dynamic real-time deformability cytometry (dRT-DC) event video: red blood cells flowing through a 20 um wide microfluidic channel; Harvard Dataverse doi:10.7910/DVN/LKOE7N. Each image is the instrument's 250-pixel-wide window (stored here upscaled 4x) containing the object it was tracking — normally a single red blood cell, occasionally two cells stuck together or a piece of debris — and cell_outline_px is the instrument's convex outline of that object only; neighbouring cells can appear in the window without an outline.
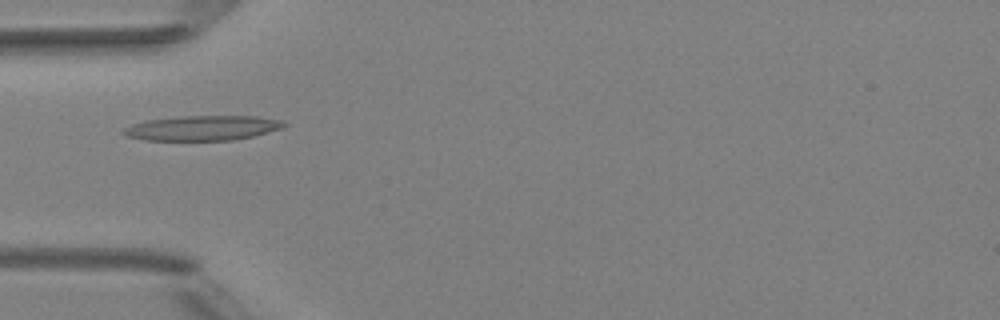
{"species": "Egyptian fruit bat (a non-hibernating species)", "species_latin": "Rousettus aegyptiacus", "temperature_condition": "room temperature", "stored_images_in_passage": 5, "camera_frame_rate_fps": 3000, "um_per_image_px": 0.085, "animal": {"sex": "female"}, "frame": {"image": 1, "passage_image": 4, "time_ms": 4.333, "image_size_px": [1000, 320], "cell_outline_px": [[288, 124], [284, 128], [252, 136], [232, 140], [144, 140], [124, 136], [120, 132], [124, 128], [132, 124], [148, 120], [184, 116], [256, 116], [284, 120]], "centroid_in_image_um": [17.23, 10.88], "position_along_channel_um": 67.8, "area_um2": 23.35}}
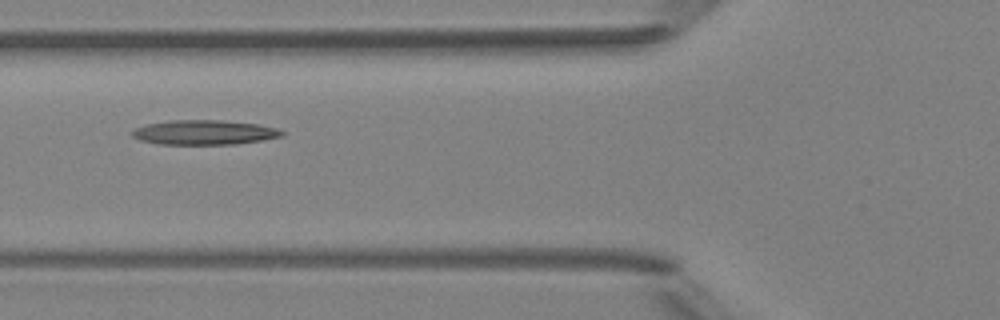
{"frame": {"image": 2, "passage_image": 5, "time_ms": 5.333, "image_size_px": [1000, 320], "cell_outline_px": [[284, 136], [236, 144], [160, 144], [140, 140], [132, 136], [132, 132], [136, 128], [144, 124], [168, 120], [220, 120], [256, 124], [276, 128], [284, 132]], "centroid_in_image_um": [17.33, 11.25], "position_along_channel_um": 108.5, "area_um2": 21.39}}